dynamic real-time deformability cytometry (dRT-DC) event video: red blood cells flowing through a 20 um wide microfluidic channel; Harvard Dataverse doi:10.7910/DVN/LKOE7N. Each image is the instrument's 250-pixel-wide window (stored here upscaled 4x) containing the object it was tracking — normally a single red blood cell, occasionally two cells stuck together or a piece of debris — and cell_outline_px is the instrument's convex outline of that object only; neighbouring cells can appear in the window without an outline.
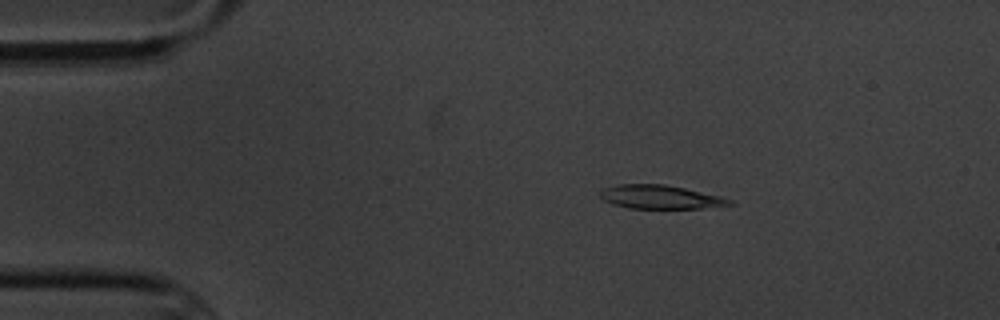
{"species": "common noctule bat (a hibernating species)", "species_latin": "Nyctalus noctula", "temperature_condition": "cold", "stored_images_in_passage": 4, "camera_frame_rate_fps": 3000, "um_per_image_px": 0.085, "animal": {"sex": "male", "body_mass_g": 20.1, "forearm_length_mm": 53.5}, "frame": {"image": 1, "passage_image": 3, "time_ms": 2.333, "image_size_px": [1000, 320], "cell_outline_px": [[736, 204], [700, 208], [628, 208], [612, 204], [604, 200], [600, 196], [600, 188], [620, 184], [664, 184], [684, 188], [720, 196], [732, 200]], "centroid_in_image_um": [56.09, 16.74], "position_along_channel_um": 28.9, "area_um2": 17.8}}